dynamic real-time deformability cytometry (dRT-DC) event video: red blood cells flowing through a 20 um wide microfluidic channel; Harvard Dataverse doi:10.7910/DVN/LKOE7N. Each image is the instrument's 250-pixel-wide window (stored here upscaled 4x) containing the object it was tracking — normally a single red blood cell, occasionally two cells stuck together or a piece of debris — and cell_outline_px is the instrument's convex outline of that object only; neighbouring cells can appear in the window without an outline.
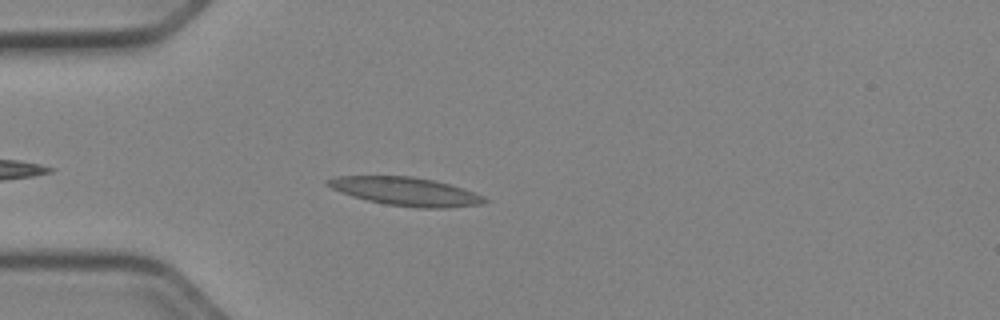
{"species": "Egyptian fruit bat (a non-hibernating species)", "species_latin": "Rousettus aegyptiacus", "temperature_condition": "cold", "stored_images_in_passage": 38, "camera_frame_rate_fps": 3000, "um_per_image_px": 0.085, "animal": {"sex": "female"}, "frame": {"image": 1, "passage_image": 4, "time_ms": 1.0, "image_size_px": [1000, 320], "cell_outline_px": [[488, 200], [484, 204], [448, 208], [420, 208], [384, 204], [352, 196], [332, 188], [324, 184], [324, 180], [336, 176], [412, 176], [432, 180], [464, 188], [484, 196]], "centroid_in_image_um": [34.5, 16.27], "position_along_channel_um": 50.5, "area_um2": 26.01}}
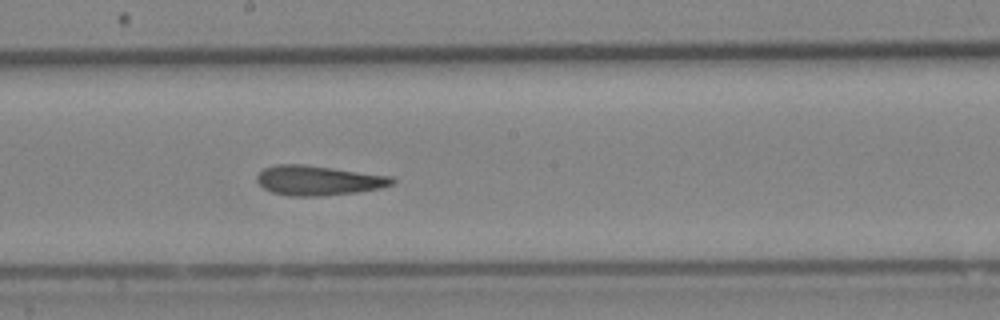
{"frame": {"image": 2, "passage_image": 18, "time_ms": 5.667, "image_size_px": [1000, 320], "cell_outline_px": [[396, 180], [392, 184], [380, 188], [360, 192], [324, 196], [288, 196], [272, 192], [264, 188], [256, 180], [256, 176], [264, 168], [276, 164], [300, 164], [332, 168], [392, 176]], "centroid_in_image_um": [27.06, 15.34], "position_along_channel_um": 221.1, "area_um2": 23.47}}
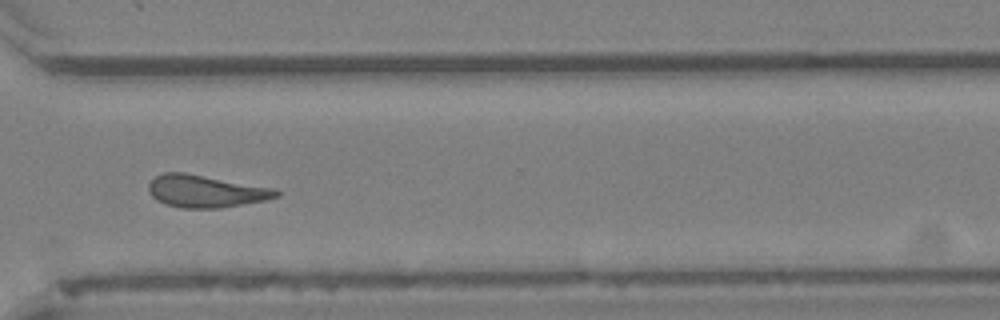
{"frame": {"image": 3, "passage_image": 28, "time_ms": 9.0, "image_size_px": [1000, 320], "cell_outline_px": [[280, 196], [268, 200], [220, 208], [180, 208], [156, 200], [152, 196], [148, 188], [148, 184], [156, 176], [164, 172], [184, 172], [276, 188], [280, 192]], "centroid_in_image_um": [17.53, 16.25], "position_along_channel_um": 353.1, "area_um2": 24.22}, "authors_computed_cell_mechanics": {"area_um2": 23.3223, "velocity_mm_per_s": 3.9406, "shape_relaxation_time_tau1_ms": null, "shape_relaxation_time_tau2_ms": 4.497, "deformation_change_tau1": null, "deformation_change_tau2": 0.1528}}